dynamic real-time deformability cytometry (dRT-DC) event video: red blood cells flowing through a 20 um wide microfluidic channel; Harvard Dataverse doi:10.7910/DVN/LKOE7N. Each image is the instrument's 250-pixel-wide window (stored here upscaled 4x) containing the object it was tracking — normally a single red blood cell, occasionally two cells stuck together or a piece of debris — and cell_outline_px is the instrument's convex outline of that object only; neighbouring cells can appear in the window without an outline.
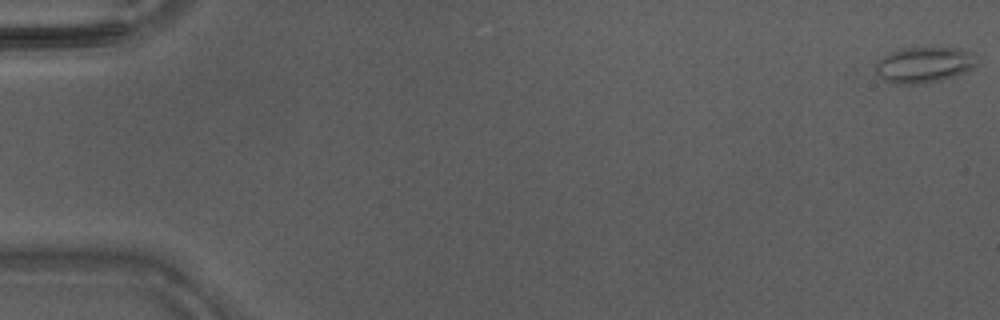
{"species": "Egyptian fruit bat (a non-hibernating species)", "species_latin": "Rousettus aegyptiacus", "temperature_condition": "warm", "stored_images_in_passage": 44, "camera_frame_rate_fps": 3000, "um_per_image_px": 0.085, "animal": {"sex": "male"}, "frame": {"image": 1, "passage_image": 1, "time_ms": 0.0, "image_size_px": [1000, 320], "cell_outline_px": [[976, 52], [972, 64], [964, 72], [940, 80], [920, 84], [892, 84], [884, 80], [876, 72], [876, 60], [888, 52], [904, 48], [952, 48]], "centroid_in_image_um": [78.44, 5.51], "position_along_channel_um": 6.6, "area_um2": 20.81}}